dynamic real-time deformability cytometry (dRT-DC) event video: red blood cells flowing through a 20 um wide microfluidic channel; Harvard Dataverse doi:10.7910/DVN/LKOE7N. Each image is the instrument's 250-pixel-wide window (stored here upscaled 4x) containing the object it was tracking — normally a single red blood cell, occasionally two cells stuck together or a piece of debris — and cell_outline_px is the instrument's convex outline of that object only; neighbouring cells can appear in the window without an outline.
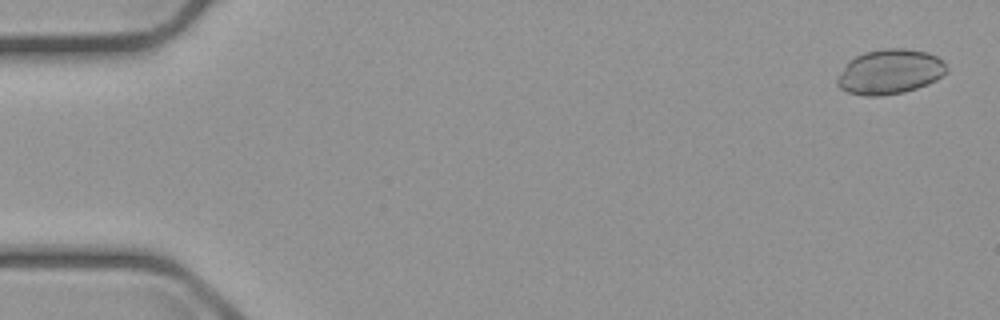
{"species": "common noctule bat (a hibernating species)", "species_latin": "Nyctalus noctula", "temperature_condition": "cold", "stored_images_in_passage": 9, "camera_frame_rate_fps": 3000, "um_per_image_px": 0.085, "animal": {"sex": "male", "body_mass_g": 23.1, "forearm_length_mm": 52.7}, "frame": {"image": 1, "passage_image": 1, "time_ms": 0.0, "image_size_px": [1000, 320], "cell_outline_px": [[948, 72], [936, 80], [928, 84], [904, 92], [880, 96], [864, 96], [848, 92], [840, 88], [836, 84], [836, 80], [848, 60], [864, 52], [884, 48], [904, 48], [928, 52], [936, 56], [948, 68]], "centroid_in_image_um": [75.63, 6.1], "position_along_channel_um": 9.4, "area_um2": 28.67}}
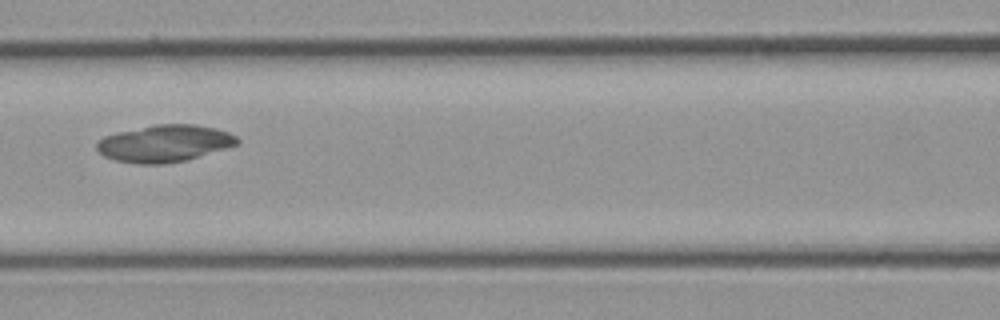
{"frame": {"image": 2, "passage_image": 6, "time_ms": 7.667, "image_size_px": [1000, 320], "cell_outline_px": [[240, 144], [228, 148], [188, 160], [164, 164], [140, 164], [116, 160], [104, 156], [96, 148], [96, 140], [104, 136], [116, 132], [156, 124], [196, 124], [216, 128], [228, 132], [236, 136], [240, 140]], "centroid_in_image_um": [14.01, 12.19], "position_along_channel_um": 152.6, "area_um2": 30.63}}